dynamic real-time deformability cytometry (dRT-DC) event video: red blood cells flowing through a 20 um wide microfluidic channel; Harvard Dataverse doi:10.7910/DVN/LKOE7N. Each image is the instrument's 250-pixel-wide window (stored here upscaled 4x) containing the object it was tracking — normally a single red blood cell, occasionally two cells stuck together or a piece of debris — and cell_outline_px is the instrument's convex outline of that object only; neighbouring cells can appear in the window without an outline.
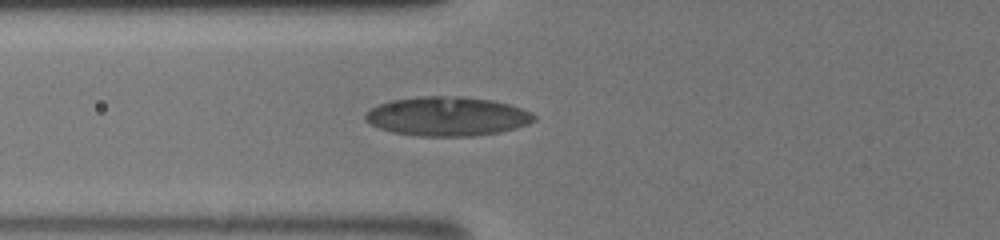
{"species": "human", "species_latin": "Homo sapiens", "temperature_condition": "room temperature", "stored_images_in_passage": 6, "camera_frame_rate_fps": 3000, "um_per_image_px": 0.085, "donor": {"sex": "male"}, "frame": {"image": 1, "passage_image": 6, "time_ms": 5.0, "image_size_px": [1000, 240], "cell_outline_px": [[536, 120], [528, 124], [516, 128], [500, 132], [472, 136], [416, 136], [392, 132], [380, 128], [364, 120], [364, 112], [380, 104], [392, 100], [420, 96], [460, 96], [492, 100], [508, 104], [532, 112], [536, 116]], "centroid_in_image_um": [38.02, 9.89], "position_along_channel_um": 87.8, "area_um2": 38.61}}